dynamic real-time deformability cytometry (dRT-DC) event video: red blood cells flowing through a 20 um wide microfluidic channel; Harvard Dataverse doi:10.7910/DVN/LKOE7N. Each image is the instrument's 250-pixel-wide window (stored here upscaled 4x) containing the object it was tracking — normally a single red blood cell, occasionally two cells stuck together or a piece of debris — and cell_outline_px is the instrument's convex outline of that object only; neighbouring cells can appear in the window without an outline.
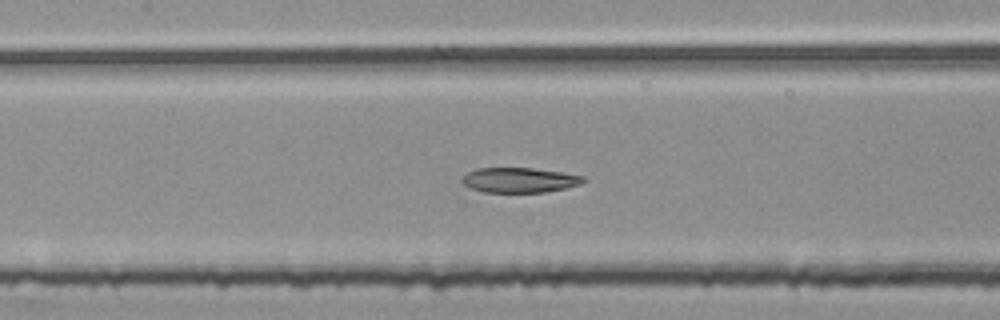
{"species": "common noctule bat (a hibernating species)", "species_latin": "Nyctalus noctula", "temperature_condition": "room temperature", "stored_images_in_passage": 53, "segment_of_instrument_passage": [2, 2], "camera_frame_rate_fps": 3000, "um_per_image_px": 0.085, "animal": {"sex": "female", "body_mass_g": 25.1}, "frame": {"image": 1, "passage_image": 25, "time_ms": 8.0, "image_size_px": [1000, 320], "cell_outline_px": [[588, 180], [580, 184], [564, 188], [544, 192], [484, 192], [472, 188], [464, 184], [460, 180], [468, 172], [476, 168], [532, 168], [560, 172], [584, 176]], "centroid_in_image_um": [44.16, 15.3], "position_along_channel_um": 163.2, "area_um2": 17.51}}
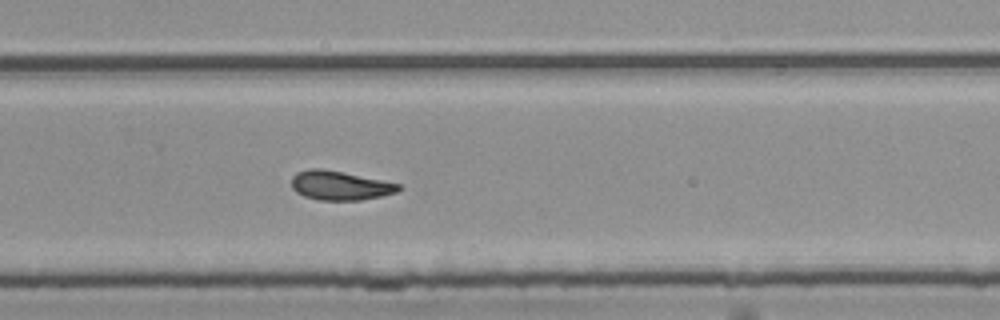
{"frame": {"image": 2, "passage_image": 36, "time_ms": 11.667, "image_size_px": [1000, 320], "cell_outline_px": [[404, 188], [396, 192], [380, 196], [360, 200], [320, 200], [304, 196], [296, 192], [292, 188], [292, 176], [296, 172], [308, 168], [320, 168], [344, 172], [400, 184]], "centroid_in_image_um": [28.88, 15.76], "position_along_channel_um": 300.9, "area_um2": 18.21}}
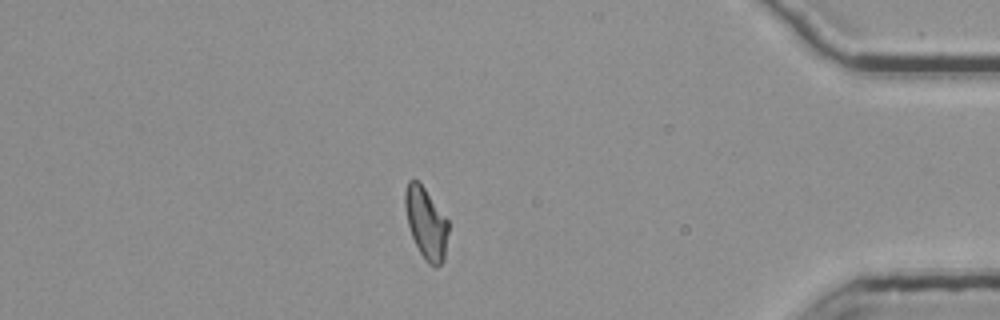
{"frame": {"image": 3, "passage_image": 47, "time_ms": 15.333, "image_size_px": [1000, 320], "cell_outline_px": [[448, 232], [444, 260], [436, 268], [428, 264], [424, 260], [412, 236], [408, 224], [404, 208], [404, 192], [408, 180], [416, 180], [424, 188], [448, 220]], "centroid_in_image_um": [36.2, 18.99], "position_along_channel_um": 399.0, "area_um2": 17.92}}